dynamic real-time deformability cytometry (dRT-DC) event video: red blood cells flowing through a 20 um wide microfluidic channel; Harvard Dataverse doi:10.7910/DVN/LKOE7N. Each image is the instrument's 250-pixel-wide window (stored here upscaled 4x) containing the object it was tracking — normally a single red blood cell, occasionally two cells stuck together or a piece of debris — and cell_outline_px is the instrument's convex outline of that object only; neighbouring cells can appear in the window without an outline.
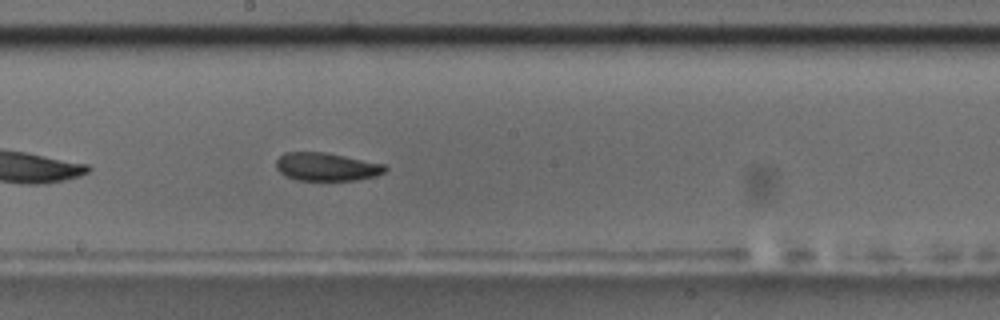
{"species": "common noctule bat (a hibernating species)", "species_latin": "Nyctalus noctula", "temperature_condition": "room temperature", "stored_images_in_passage": 35, "camera_frame_rate_fps": 3000, "um_per_image_px": 0.085, "animal": {"sex": "male", "body_mass_g": 17.5, "forearm_length_mm": 52.3}, "frame": {"image": 1, "passage_image": 16, "time_ms": 5.0, "image_size_px": [1000, 320], "cell_outline_px": [[388, 168], [384, 172], [376, 176], [356, 180], [296, 180], [284, 176], [276, 168], [276, 160], [284, 152], [324, 152], [384, 164]], "centroid_in_image_um": [27.72, 14.18], "position_along_channel_um": 220.5, "area_um2": 17.86}, "authors_computed_cell_mechanics": {"area_um2": 18.207, "velocity_mm_per_s": 3.5822, "shape_relaxation_time_tau1_ms": 5.7894, "shape_relaxation_time_tau2_ms": 2.2086, "deformation_change_tau1": 0.1096, "deformation_change_tau2": 0.0721}}